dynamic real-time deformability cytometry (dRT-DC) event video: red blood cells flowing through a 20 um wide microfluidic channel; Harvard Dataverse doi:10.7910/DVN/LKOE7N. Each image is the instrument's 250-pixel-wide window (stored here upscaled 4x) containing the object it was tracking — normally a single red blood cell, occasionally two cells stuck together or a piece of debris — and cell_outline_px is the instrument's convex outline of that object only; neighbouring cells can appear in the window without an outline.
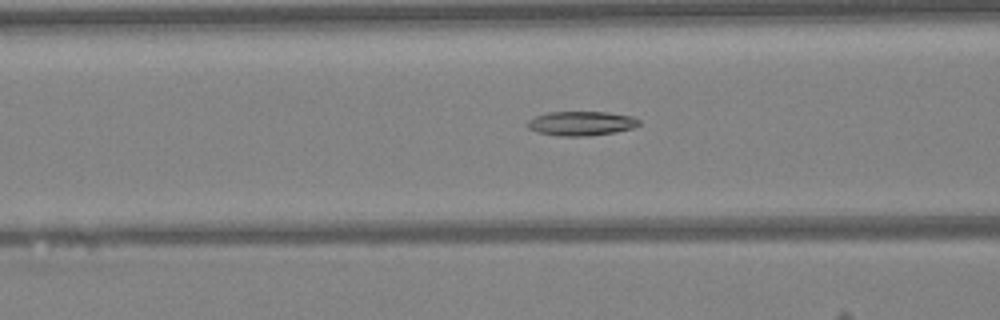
{"species": "Egyptian fruit bat (a non-hibernating species)", "species_latin": "Rousettus aegyptiacus", "temperature_condition": "warm", "stored_images_in_passage": 48, "camera_frame_rate_fps": 3000, "um_per_image_px": 0.085, "animal": {"sex": "female"}, "frame": {"image": 1, "passage_image": 19, "time_ms": 6.0, "image_size_px": [1000, 320], "cell_outline_px": [[640, 124], [632, 128], [616, 132], [588, 136], [556, 136], [536, 132], [528, 128], [524, 124], [528, 120], [536, 116], [548, 112], [608, 112], [632, 116], [640, 120]], "centroid_in_image_um": [49.37, 10.49], "position_along_channel_um": 117.2, "area_um2": 16.01}}
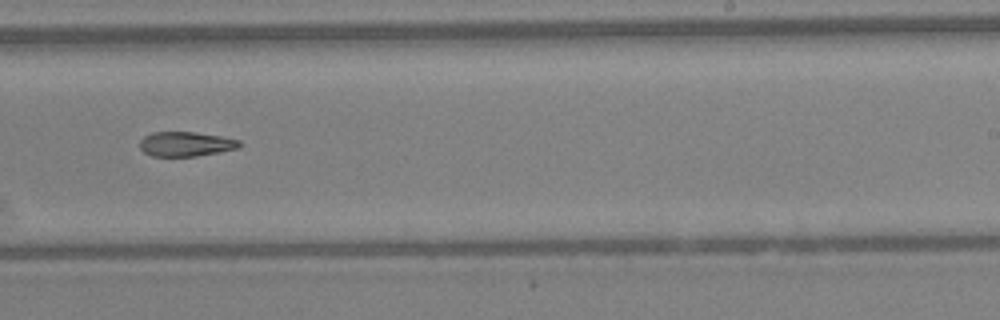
{"frame": {"image": 2, "passage_image": 30, "time_ms": 9.667, "image_size_px": [1000, 320], "cell_outline_px": [[240, 144], [236, 148], [220, 152], [196, 156], [152, 156], [144, 152], [140, 148], [140, 140], [144, 136], [152, 132], [192, 132], [220, 136], [240, 140]], "centroid_in_image_um": [15.76, 12.24], "position_along_channel_um": 273.2, "area_um2": 14.16}}
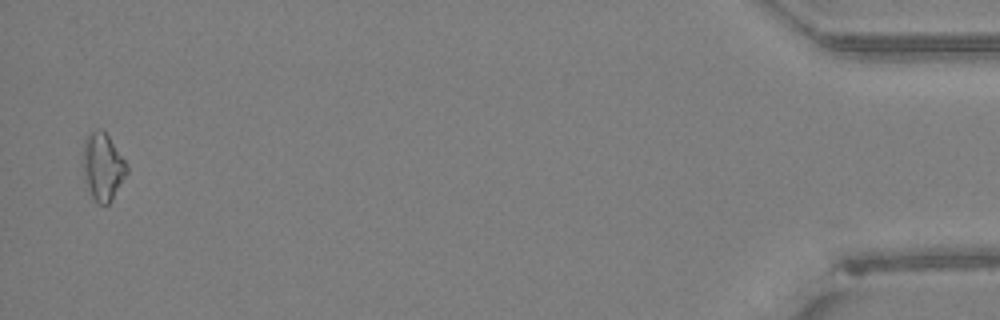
{"frame": {"image": 3, "passage_image": 47, "time_ms": 15.333, "image_size_px": [1000, 320], "cell_outline_px": [[128, 172], [112, 200], [108, 204], [100, 204], [92, 196], [84, 180], [84, 140], [96, 128], [100, 128], [108, 136], [128, 164]], "centroid_in_image_um": [8.76, 14.18], "position_along_channel_um": 426.4, "area_um2": 16.94}}